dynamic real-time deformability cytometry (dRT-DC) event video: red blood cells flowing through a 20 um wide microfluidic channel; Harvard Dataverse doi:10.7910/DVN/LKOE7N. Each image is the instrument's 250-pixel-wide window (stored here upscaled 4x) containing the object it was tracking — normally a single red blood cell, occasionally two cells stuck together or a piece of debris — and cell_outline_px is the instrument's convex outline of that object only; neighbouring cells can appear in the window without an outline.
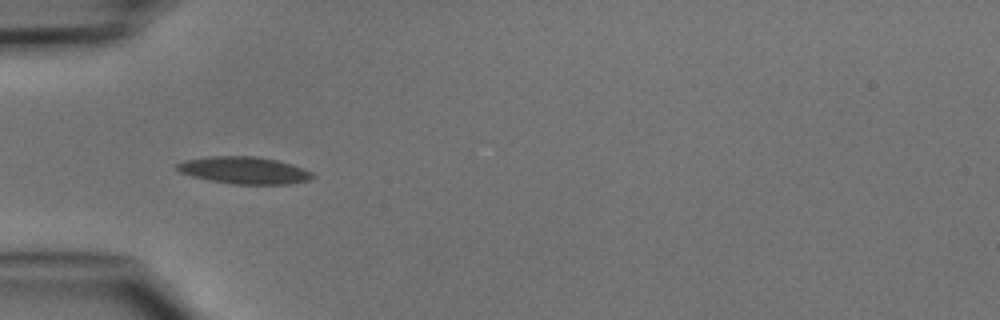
{"species": "common noctule bat (a hibernating species)", "species_latin": "Nyctalus noctula", "temperature_condition": "cold", "stored_images_in_passage": 31, "camera_frame_rate_fps": 3000, "um_per_image_px": 0.085, "animal": {"sex": "male", "body_mass_g": 15.6}, "frame": {"image": 1, "passage_image": 5, "time_ms": 1.333, "image_size_px": [1000, 320], "cell_outline_px": [[316, 176], [308, 180], [288, 184], [232, 184], [208, 180], [192, 176], [180, 172], [176, 168], [176, 164], [184, 160], [208, 156], [256, 156], [276, 160], [292, 164], [312, 172]], "centroid_in_image_um": [20.74, 14.47], "position_along_channel_um": 64.3, "area_um2": 21.44}}